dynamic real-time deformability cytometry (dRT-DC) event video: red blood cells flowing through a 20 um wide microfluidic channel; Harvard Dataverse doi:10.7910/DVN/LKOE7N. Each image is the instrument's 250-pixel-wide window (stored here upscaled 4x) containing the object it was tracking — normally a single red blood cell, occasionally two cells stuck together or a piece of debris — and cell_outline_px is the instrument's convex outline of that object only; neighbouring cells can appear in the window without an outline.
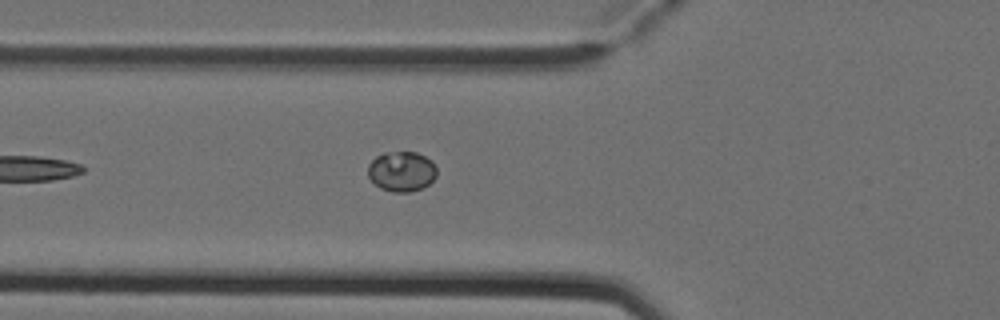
{"species": "Egyptian fruit bat (a non-hibernating species)", "species_latin": "Rousettus aegyptiacus", "temperature_condition": "cold", "stored_images_in_passage": 2, "camera_frame_rate_fps": 3000, "um_per_image_px": 0.085, "animal": {"sex": "female"}, "frame": {"image": 1, "passage_image": 2, "time_ms": 0.333, "image_size_px": [1000, 320], "cell_outline_px": [[436, 176], [428, 184], [420, 188], [408, 192], [392, 192], [380, 188], [368, 176], [368, 164], [376, 156], [384, 152], [416, 152], [432, 160], [436, 168]], "centroid_in_image_um": [34.12, 14.56], "position_along_channel_um": 91.7, "area_um2": 16.01}}